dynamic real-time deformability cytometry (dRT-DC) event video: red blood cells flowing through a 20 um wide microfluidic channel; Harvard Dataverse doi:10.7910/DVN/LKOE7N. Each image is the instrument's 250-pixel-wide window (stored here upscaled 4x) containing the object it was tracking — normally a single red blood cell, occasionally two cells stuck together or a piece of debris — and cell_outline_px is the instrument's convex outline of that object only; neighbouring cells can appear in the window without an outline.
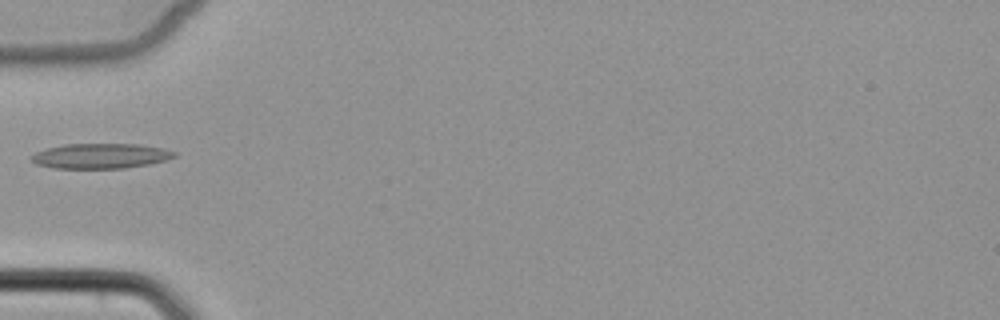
{"species": "common noctule bat (a hibernating species)", "species_latin": "Nyctalus noctula", "temperature_condition": "cold", "stored_images_in_passage": 5, "camera_frame_rate_fps": 3000, "um_per_image_px": 0.085, "animal": {"sex": "female", "body_mass_g": 22.7, "forearm_length_mm": 54.2}, "frame": {"image": 1, "passage_image": 3, "time_ms": 3.333, "image_size_px": [1000, 320], "cell_outline_px": [[176, 156], [164, 160], [148, 164], [124, 168], [52, 168], [36, 164], [28, 160], [28, 156], [36, 152], [48, 148], [64, 144], [140, 144], [164, 148], [176, 152]], "centroid_in_image_um": [8.5, 13.25], "position_along_channel_um": 76.5, "area_um2": 20.98}}
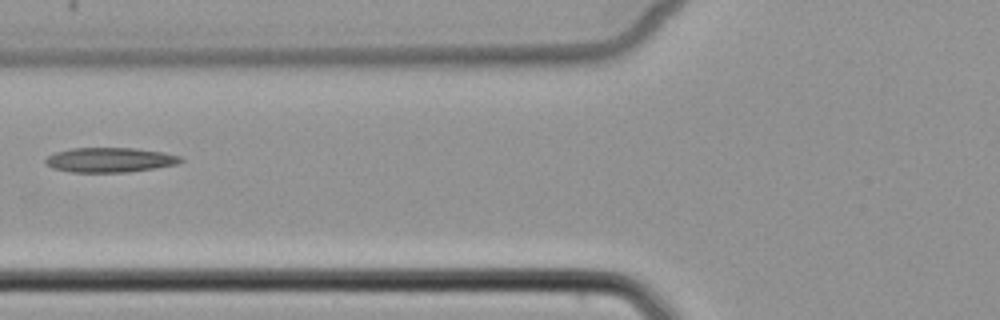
{"frame": {"image": 2, "passage_image": 4, "time_ms": 4.333, "image_size_px": [1000, 320], "cell_outline_px": [[184, 160], [176, 164], [156, 168], [128, 172], [72, 172], [52, 168], [44, 164], [44, 160], [48, 156], [56, 152], [72, 148], [136, 148], [164, 152], [180, 156]], "centroid_in_image_um": [9.33, 13.59], "position_along_channel_um": 116.5, "area_um2": 19.54}}
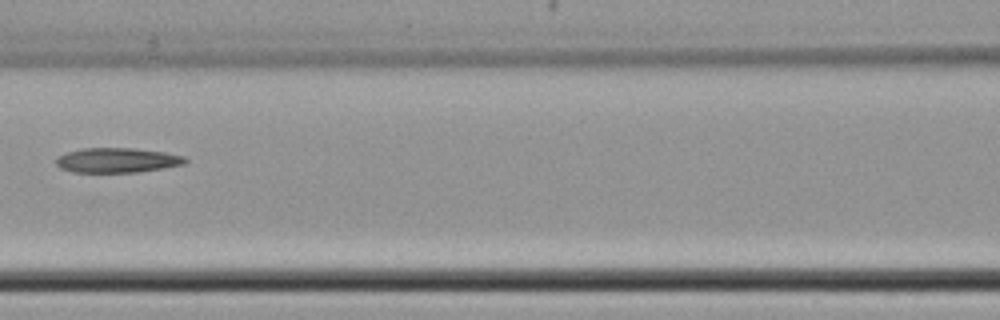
{"frame": {"image": 3, "passage_image": 5, "time_ms": 5.333, "image_size_px": [1000, 320], "cell_outline_px": [[188, 160], [184, 164], [140, 172], [72, 172], [60, 168], [56, 164], [56, 160], [60, 156], [68, 152], [84, 148], [132, 148], [164, 152], [184, 156]], "centroid_in_image_um": [9.97, 13.62], "position_along_channel_um": 156.6, "area_um2": 18.5}}